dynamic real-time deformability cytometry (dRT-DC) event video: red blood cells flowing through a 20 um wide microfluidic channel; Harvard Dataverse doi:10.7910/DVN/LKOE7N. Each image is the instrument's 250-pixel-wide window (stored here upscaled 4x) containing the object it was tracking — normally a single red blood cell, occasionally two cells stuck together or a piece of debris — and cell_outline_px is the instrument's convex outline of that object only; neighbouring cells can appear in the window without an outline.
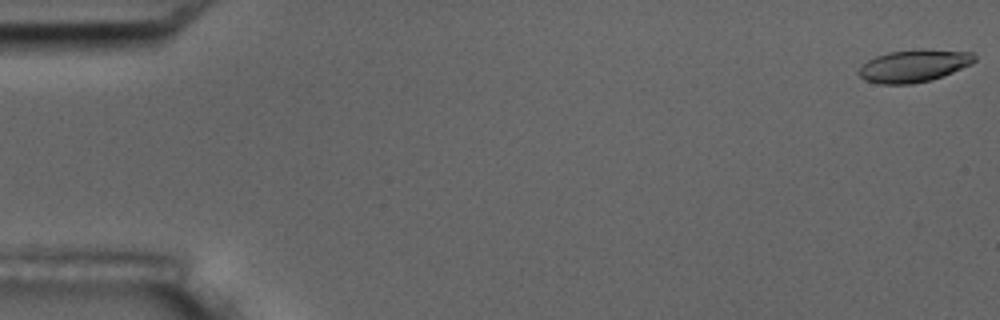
{"species": "common noctule bat (a hibernating species)", "species_latin": "Nyctalus noctula", "temperature_condition": "room temperature", "stored_images_in_passage": 6, "camera_frame_rate_fps": 3000, "um_per_image_px": 0.085, "animal": {"sex": "male", "body_mass_g": 17.5, "forearm_length_mm": 52.3}, "frame": {"image": 1, "passage_image": 1, "time_ms": 0.0, "image_size_px": [1000, 320], "cell_outline_px": [[976, 60], [972, 64], [944, 76], [932, 80], [912, 84], [880, 84], [864, 80], [860, 76], [860, 68], [868, 60], [876, 56], [888, 52], [912, 48], [920, 48], [972, 52], [976, 56]], "centroid_in_image_um": [77.72, 5.58], "position_along_channel_um": 7.3, "area_um2": 22.2}}
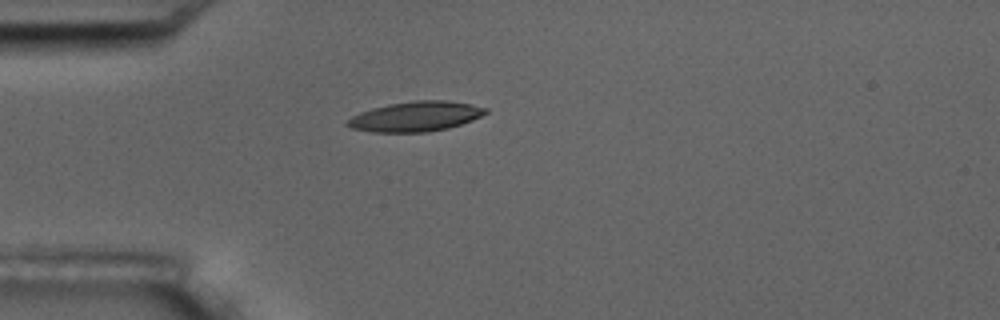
{"frame": {"image": 2, "passage_image": 5, "time_ms": 5.0, "image_size_px": [1000, 320], "cell_outline_px": [[488, 112], [472, 120], [448, 128], [428, 132], [372, 132], [352, 128], [344, 124], [352, 116], [360, 112], [372, 108], [388, 104], [412, 100], [448, 100], [472, 104], [488, 108]], "centroid_in_image_um": [35.33, 9.89], "position_along_channel_um": 49.7, "area_um2": 24.22}}